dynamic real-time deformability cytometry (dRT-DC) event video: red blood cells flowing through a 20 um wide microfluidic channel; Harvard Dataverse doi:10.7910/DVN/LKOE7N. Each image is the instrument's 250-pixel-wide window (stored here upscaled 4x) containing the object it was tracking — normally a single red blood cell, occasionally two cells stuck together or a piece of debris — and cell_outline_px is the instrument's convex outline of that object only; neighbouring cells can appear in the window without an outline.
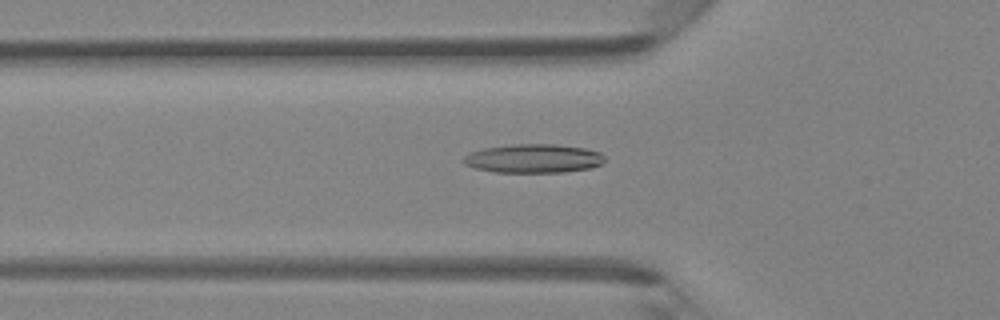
{"species": "Egyptian fruit bat (a non-hibernating species)", "species_latin": "Rousettus aegyptiacus", "temperature_condition": "room temperature", "stored_images_in_passage": 47, "camera_frame_rate_fps": 3000, "um_per_image_px": 0.085, "animal": {"sex": "female"}, "frame": {"image": 1, "passage_image": 16, "time_ms": 5.0, "image_size_px": [1000, 320], "cell_outline_px": [[604, 160], [600, 164], [592, 168], [564, 172], [492, 172], [476, 168], [464, 164], [464, 156], [472, 152], [484, 148], [512, 144], [556, 144], [584, 148], [600, 152], [604, 156]], "centroid_in_image_um": [45.36, 13.47], "position_along_channel_um": 80.4, "area_um2": 23.64}}
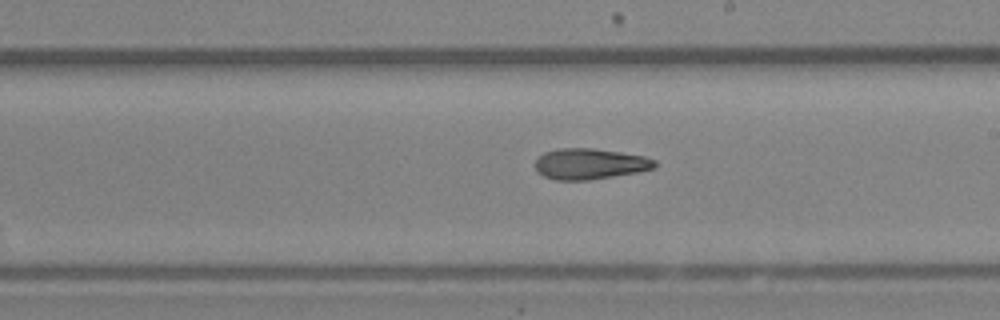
{"frame": {"image": 2, "passage_image": 27, "time_ms": 8.667, "image_size_px": [1000, 320], "cell_outline_px": [[656, 168], [636, 172], [588, 180], [556, 180], [544, 176], [536, 172], [536, 160], [544, 152], [556, 148], [592, 148], [620, 152], [644, 156], [656, 160]], "centroid_in_image_um": [50.12, 13.92], "position_along_channel_um": 238.9, "area_um2": 21.44}}
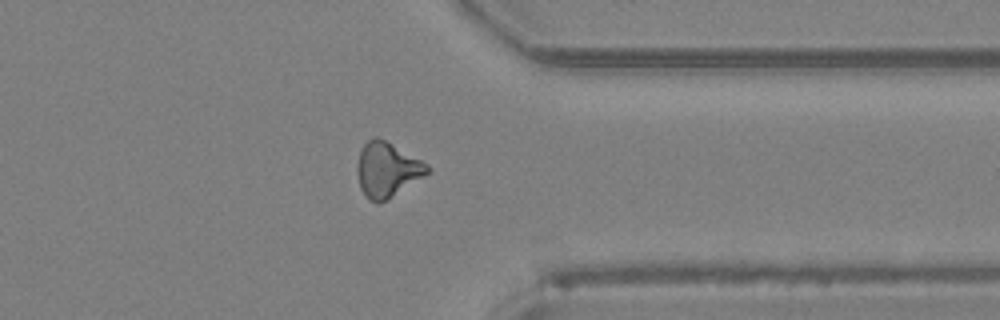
{"frame": {"image": 3, "passage_image": 37, "time_ms": 12.0, "image_size_px": [1000, 320], "cell_outline_px": [[432, 168], [424, 176], [388, 200], [368, 200], [360, 188], [356, 172], [356, 168], [360, 148], [372, 136], [376, 136], [384, 140], [428, 164]], "centroid_in_image_um": [32.88, 14.41], "position_along_channel_um": 378.5, "area_um2": 22.25}, "authors_computed_cell_mechanics": {"area_um2": 21.7328, "velocity_mm_per_s": 4.3397, "shape_relaxation_time_tau1_ms": 8.7365, "shape_relaxation_time_tau2_ms": 3.7585, "deformation_change_tau1": 0.2177, "deformation_change_tau2": 0.1413}}